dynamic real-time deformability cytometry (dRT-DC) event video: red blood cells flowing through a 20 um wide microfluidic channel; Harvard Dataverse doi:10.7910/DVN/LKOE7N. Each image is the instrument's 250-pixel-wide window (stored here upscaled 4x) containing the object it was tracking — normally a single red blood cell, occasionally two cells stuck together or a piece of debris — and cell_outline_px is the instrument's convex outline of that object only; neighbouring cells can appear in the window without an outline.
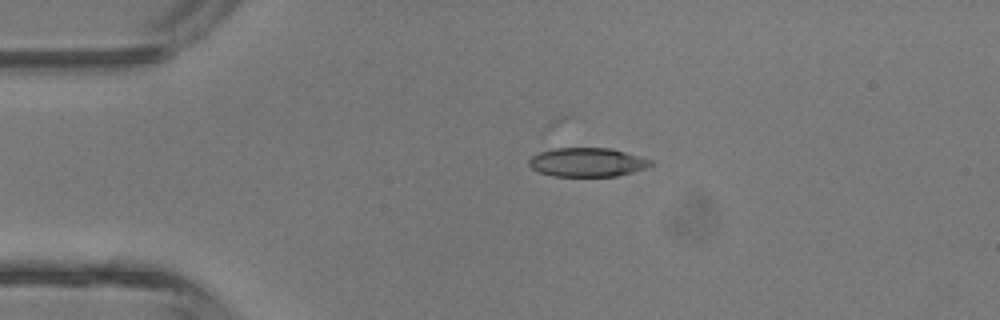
{"species": "common noctule bat (a hibernating species)", "species_latin": "Nyctalus noctula", "temperature_condition": "room temperature", "stored_images_in_passage": 5, "camera_frame_rate_fps": 3000, "um_per_image_px": 0.085, "animal": {"sex": "male", "body_mass_g": 13.3}, "frame": {"image": 1, "passage_image": 2, "time_ms": 1.333, "image_size_px": [1000, 320], "cell_outline_px": [[656, 164], [648, 168], [616, 176], [552, 176], [540, 172], [532, 168], [528, 164], [528, 160], [532, 156], [540, 152], [556, 148], [612, 148], [656, 160]], "centroid_in_image_um": [50.01, 13.79], "position_along_channel_um": 35.0, "area_um2": 20.81}}
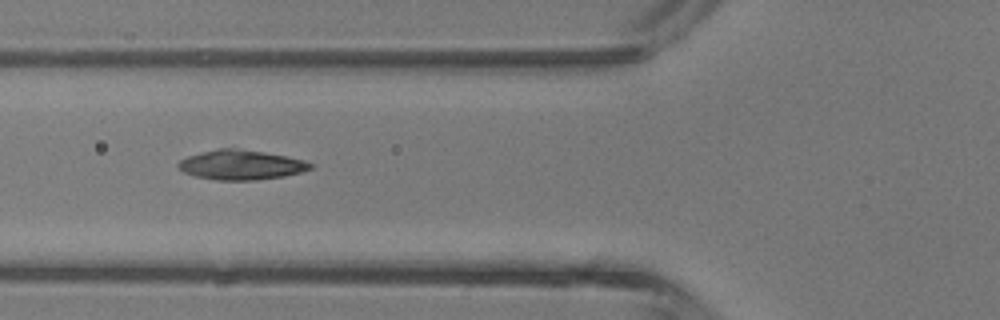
{"frame": {"image": 2, "passage_image": 4, "time_ms": 3.667, "image_size_px": [1000, 320], "cell_outline_px": [[316, 164], [312, 168], [300, 172], [284, 176], [252, 180], [216, 180], [196, 176], [184, 172], [176, 164], [180, 160], [188, 156], [216, 148], [236, 148], [264, 152], [304, 160]], "centroid_in_image_um": [20.49, 14.01], "position_along_channel_um": 105.3, "area_um2": 22.72}}
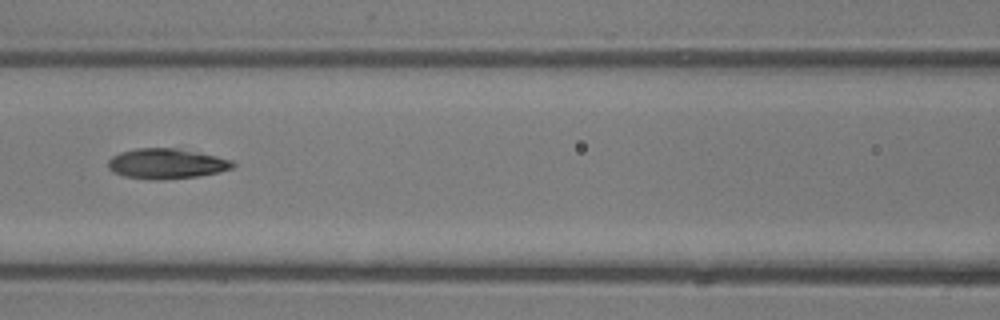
{"frame": {"image": 3, "passage_image": 5, "time_ms": 4.667, "image_size_px": [1000, 320], "cell_outline_px": [[236, 164], [232, 168], [216, 172], [196, 176], [156, 180], [124, 176], [112, 172], [108, 168], [108, 160], [112, 156], [120, 152], [136, 148], [176, 148], [200, 152], [232, 160]], "centroid_in_image_um": [14.12, 13.9], "position_along_channel_um": 152.5, "area_um2": 21.85}}